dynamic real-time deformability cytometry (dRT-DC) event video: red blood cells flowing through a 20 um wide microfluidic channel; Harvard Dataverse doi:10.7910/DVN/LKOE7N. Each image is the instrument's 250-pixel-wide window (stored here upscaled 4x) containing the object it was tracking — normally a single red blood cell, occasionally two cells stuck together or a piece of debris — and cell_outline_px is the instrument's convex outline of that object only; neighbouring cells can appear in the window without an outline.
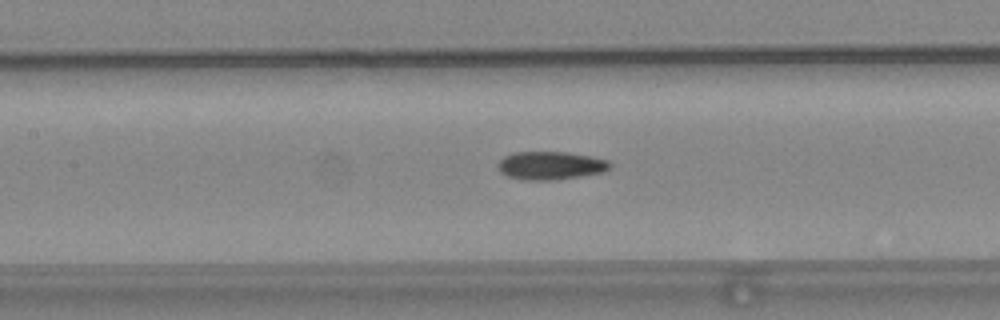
{"species": "common noctule bat (a hibernating species)", "species_latin": "Nyctalus noctula", "temperature_condition": "warm", "stored_images_in_passage": 45, "camera_frame_rate_fps": 3000, "um_per_image_px": 0.085, "animal": {"sex": "female", "body_mass_g": 24.6, "forearm_length_mm": 56.2}, "frame": {"image": 1, "passage_image": 15, "time_ms": 4.667, "image_size_px": [1000, 320], "cell_outline_px": [[612, 164], [604, 172], [580, 176], [552, 180], [524, 180], [504, 176], [500, 172], [496, 164], [504, 156], [512, 152], [568, 152], [592, 156], [608, 160]], "centroid_in_image_um": [46.76, 14.07], "position_along_channel_um": 160.6, "area_um2": 18.61}}
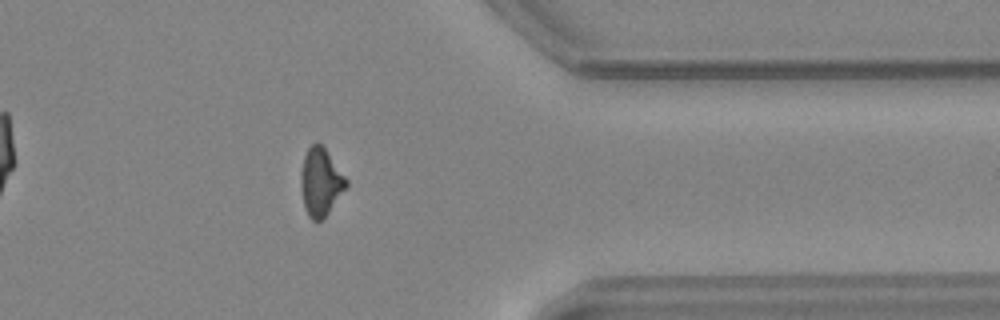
{"frame": {"image": 2, "passage_image": 34, "time_ms": 11.0, "image_size_px": [1000, 320], "cell_outline_px": [[348, 184], [328, 212], [320, 220], [312, 220], [308, 216], [304, 208], [300, 188], [300, 176], [304, 156], [308, 148], [316, 140], [324, 148], [348, 180]], "centroid_in_image_um": [27.22, 15.46], "position_along_channel_um": 384.2, "area_um2": 17.69}}
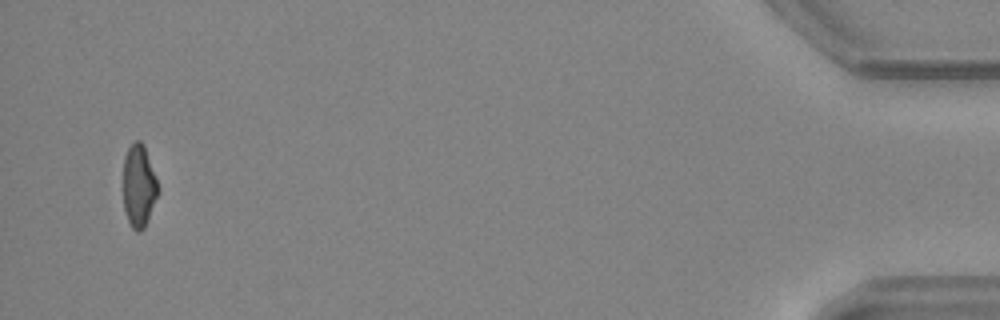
{"frame": {"image": 3, "passage_image": 43, "time_ms": 14.0, "image_size_px": [1000, 320], "cell_outline_px": [[160, 192], [148, 220], [144, 228], [140, 232], [136, 232], [132, 228], [128, 220], [124, 208], [124, 156], [128, 148], [136, 140], [140, 140], [144, 144], [156, 176], [160, 188]], "centroid_in_image_um": [11.84, 15.81], "position_along_channel_um": 423.4, "area_um2": 16.99}, "authors_computed_cell_mechanics": {"area_um2": 18.0914, "velocity_mm_per_s": 3.7749, "shape_relaxation_time_tau1_ms": 11.0587, "shape_relaxation_time_tau2_ms": 3.2339, "deformation_change_tau1": 0.2399, "deformation_change_tau2": 0.1073}}